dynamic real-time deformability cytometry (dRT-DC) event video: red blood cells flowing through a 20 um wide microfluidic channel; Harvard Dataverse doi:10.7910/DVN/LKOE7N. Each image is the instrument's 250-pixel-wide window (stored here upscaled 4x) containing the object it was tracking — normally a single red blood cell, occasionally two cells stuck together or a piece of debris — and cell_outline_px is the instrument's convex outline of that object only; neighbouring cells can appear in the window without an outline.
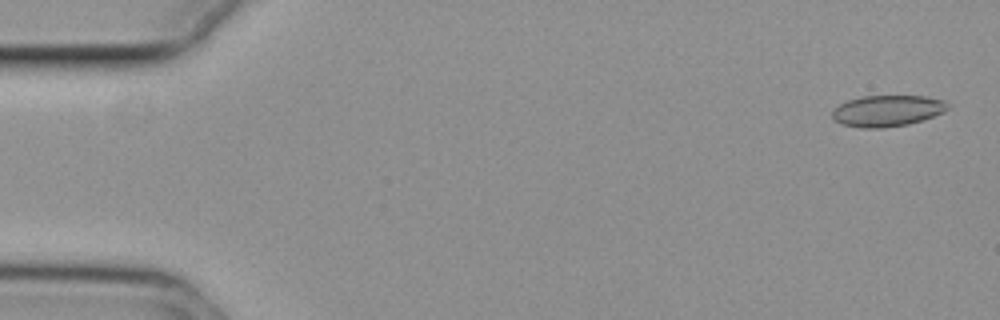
{"species": "common noctule bat (a hibernating species)", "species_latin": "Nyctalus noctula", "temperature_condition": "cold", "stored_images_in_passage": 55, "camera_frame_rate_fps": 3000, "um_per_image_px": 0.085, "animal": {"sex": "female", "body_mass_g": 29.2, "forearm_length_mm": 56.3}, "frame": {"image": 1, "passage_image": 2, "time_ms": 0.333, "image_size_px": [1000, 320], "cell_outline_px": [[948, 108], [944, 112], [924, 120], [908, 124], [880, 128], [860, 128], [840, 124], [832, 116], [832, 112], [840, 104], [848, 100], [860, 96], [924, 96], [944, 100], [948, 104]], "centroid_in_image_um": [75.43, 9.42], "position_along_channel_um": 9.6, "area_um2": 21.04}}
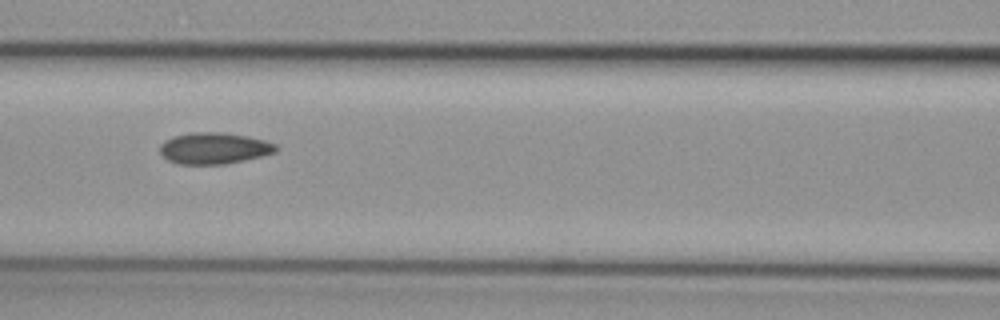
{"frame": {"image": 2, "passage_image": 24, "time_ms": 7.667, "image_size_px": [1000, 320], "cell_outline_px": [[280, 148], [276, 152], [244, 160], [224, 164], [180, 164], [168, 160], [160, 152], [160, 144], [164, 140], [172, 136], [188, 132], [224, 132], [248, 136], [264, 140], [276, 144]], "centroid_in_image_um": [18.19, 12.58], "position_along_channel_um": 148.4, "area_um2": 21.39}}
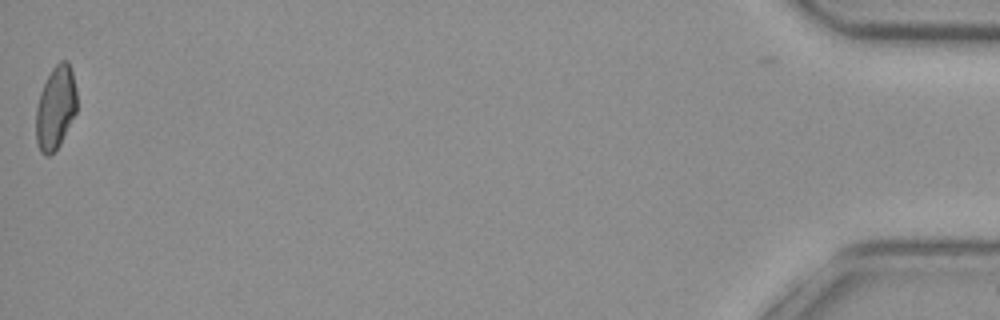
{"frame": {"image": 3, "passage_image": 55, "time_ms": 18.0, "image_size_px": [1000, 320], "cell_outline_px": [[76, 112], [60, 144], [48, 156], [44, 156], [40, 152], [36, 140], [36, 108], [40, 92], [52, 68], [60, 60], [68, 60], [72, 72], [76, 88]], "centroid_in_image_um": [4.72, 9.15], "position_along_channel_um": 430.5, "area_um2": 19.77}, "authors_computed_cell_mechanics": {"area_um2": 20.7502, "velocity_mm_per_s": 3.7403, "shape_relaxation_time_tau1_ms": null, "shape_relaxation_time_tau2_ms": 2.8891, "deformation_change_tau1": null, "deformation_change_tau2": 0.0955}}